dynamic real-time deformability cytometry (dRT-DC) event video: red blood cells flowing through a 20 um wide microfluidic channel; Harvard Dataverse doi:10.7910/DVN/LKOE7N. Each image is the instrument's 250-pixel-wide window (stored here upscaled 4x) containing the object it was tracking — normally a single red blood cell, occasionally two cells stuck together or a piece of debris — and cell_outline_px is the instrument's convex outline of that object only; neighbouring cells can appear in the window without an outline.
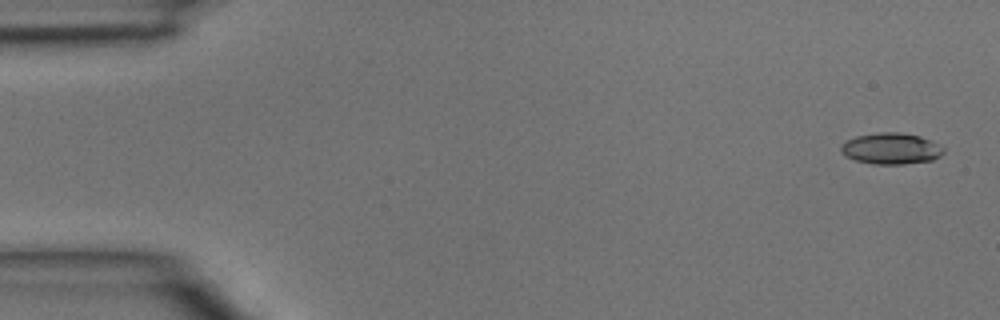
{"species": "common noctule bat (a hibernating species)", "species_latin": "Nyctalus noctula", "temperature_condition": "room temperature", "stored_images_in_passage": 4, "camera_frame_rate_fps": 3000, "um_per_image_px": 0.085, "animal": {"sex": "male", "body_mass_g": 15.6}, "frame": {"image": 1, "passage_image": 1, "time_ms": 0.0, "image_size_px": [1000, 320], "cell_outline_px": [[944, 152], [940, 156], [932, 160], [904, 164], [872, 164], [856, 160], [844, 156], [840, 152], [840, 144], [856, 136], [880, 132], [900, 132], [920, 136], [944, 148]], "centroid_in_image_um": [75.7, 12.63], "position_along_channel_um": 9.3, "area_um2": 18.67}}
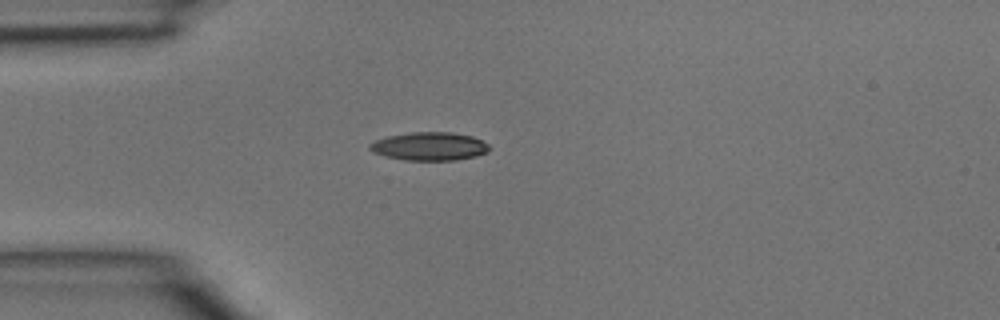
{"frame": {"image": 2, "passage_image": 4, "time_ms": 1.0, "image_size_px": [1000, 320], "cell_outline_px": [[492, 148], [488, 152], [476, 156], [456, 160], [404, 160], [384, 156], [372, 152], [368, 148], [368, 144], [376, 140], [388, 136], [412, 132], [452, 132], [472, 136], [488, 144]], "centroid_in_image_um": [36.5, 12.44], "position_along_channel_um": 48.5, "area_um2": 19.83}}